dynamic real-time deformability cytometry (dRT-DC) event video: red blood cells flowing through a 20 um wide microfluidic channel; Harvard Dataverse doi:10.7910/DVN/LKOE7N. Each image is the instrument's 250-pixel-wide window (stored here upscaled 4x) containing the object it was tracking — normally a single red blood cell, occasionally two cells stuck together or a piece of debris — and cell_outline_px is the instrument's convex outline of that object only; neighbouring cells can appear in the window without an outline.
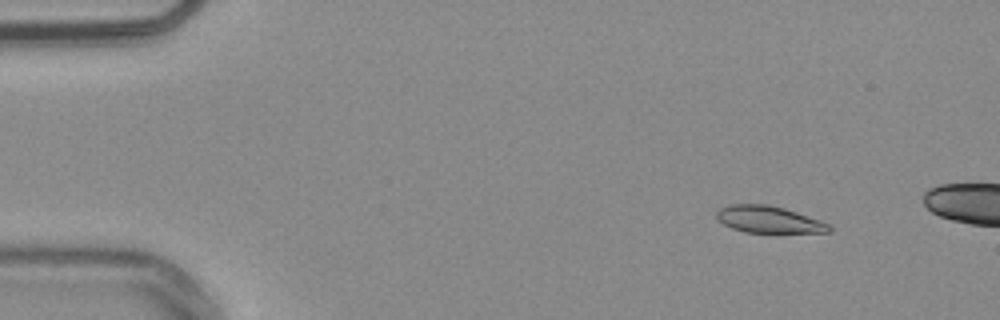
{"species": "common noctule bat (a hibernating species)", "species_latin": "Nyctalus noctula", "temperature_condition": "warm", "stored_images_in_passage": 16, "camera_frame_rate_fps": 3000, "um_per_image_px": 0.085, "animal": {"sex": "male", "body_mass_g": 20.4}, "frame": {"image": 1, "passage_image": 7, "time_ms": 2.0, "image_size_px": [1000, 320], "cell_outline_px": [[832, 232], [744, 232], [732, 228], [724, 224], [716, 216], [716, 212], [720, 208], [728, 204], [768, 204], [784, 208], [820, 220], [828, 224], [832, 228]], "centroid_in_image_um": [65.33, 18.65], "position_along_channel_um": 19.7, "area_um2": 17.46}}